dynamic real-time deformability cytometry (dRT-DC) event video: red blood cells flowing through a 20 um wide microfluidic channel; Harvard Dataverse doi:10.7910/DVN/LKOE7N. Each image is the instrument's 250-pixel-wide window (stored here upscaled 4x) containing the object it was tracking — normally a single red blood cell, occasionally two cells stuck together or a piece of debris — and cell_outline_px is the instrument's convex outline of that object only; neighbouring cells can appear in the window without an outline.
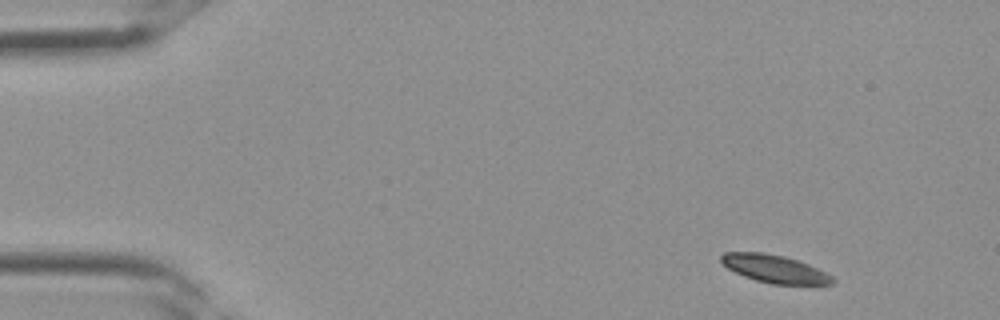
{"species": "Egyptian fruit bat (a non-hibernating species)", "species_latin": "Rousettus aegyptiacus", "temperature_condition": "room temperature", "stored_images_in_passage": 3, "camera_frame_rate_fps": 3000, "um_per_image_px": 0.085, "frame": {"image": 1, "passage_image": 1, "time_ms": 0.0, "image_size_px": [1000, 320], "cell_outline_px": [[836, 280], [832, 284], [772, 284], [756, 280], [744, 276], [728, 268], [720, 260], [720, 256], [724, 252], [764, 252], [784, 256], [808, 264], [832, 276]], "centroid_in_image_um": [65.83, 22.84], "position_along_channel_um": 19.2, "area_um2": 17.86}}
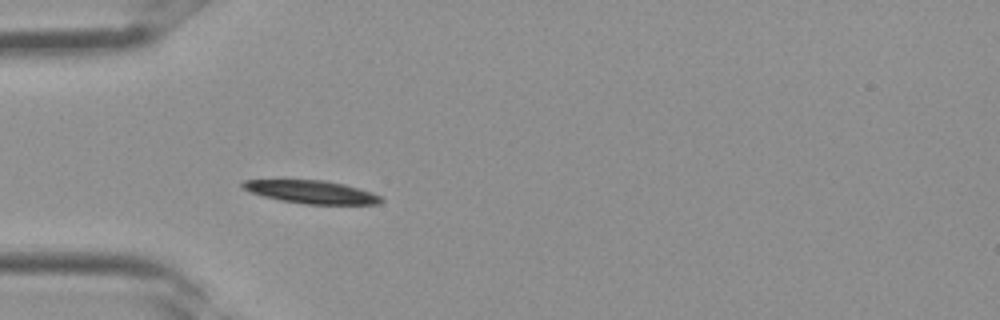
{"frame": {"image": 2, "passage_image": 3, "time_ms": 0.667, "image_size_px": [1000, 320], "cell_outline_px": [[384, 200], [376, 204], [308, 204], [280, 200], [264, 196], [252, 192], [244, 188], [240, 184], [244, 180], [324, 180], [344, 184], [360, 188], [372, 192], [380, 196]], "centroid_in_image_um": [26.51, 16.31], "position_along_channel_um": 58.5, "area_um2": 18.32}}